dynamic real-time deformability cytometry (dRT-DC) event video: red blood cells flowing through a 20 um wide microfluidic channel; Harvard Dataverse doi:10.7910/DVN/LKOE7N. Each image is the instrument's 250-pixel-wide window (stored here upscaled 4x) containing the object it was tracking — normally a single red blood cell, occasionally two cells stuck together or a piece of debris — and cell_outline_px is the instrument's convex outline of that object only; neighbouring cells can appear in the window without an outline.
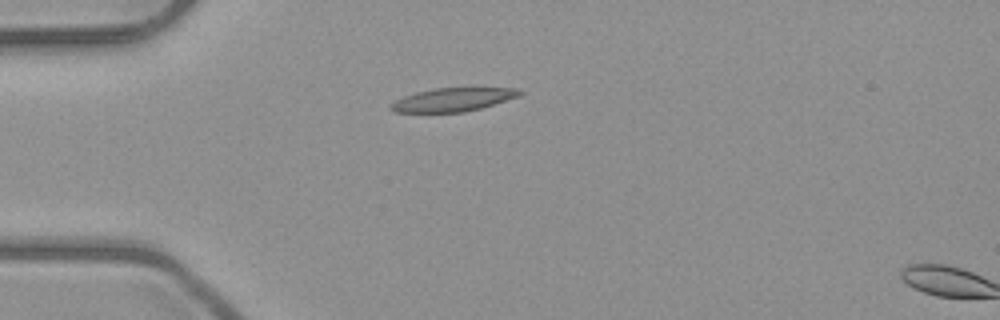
{"species": "common noctule bat (a hibernating species)", "species_latin": "Nyctalus noctula", "temperature_condition": "room temperature", "stored_images_in_passage": 2, "camera_frame_rate_fps": 3000, "um_per_image_px": 0.085, "animal": {"sex": "male", "body_mass_g": 23.1, "forearm_length_mm": 52.7}, "frame": {"image": 1, "passage_image": 1, "time_ms": 0.0, "image_size_px": [1000, 320], "cell_outline_px": [[524, 92], [520, 96], [480, 108], [464, 112], [396, 112], [388, 108], [396, 100], [404, 96], [416, 92], [432, 88], [520, 88]], "centroid_in_image_um": [38.52, 8.46], "position_along_channel_um": 46.5, "area_um2": 17.51}}